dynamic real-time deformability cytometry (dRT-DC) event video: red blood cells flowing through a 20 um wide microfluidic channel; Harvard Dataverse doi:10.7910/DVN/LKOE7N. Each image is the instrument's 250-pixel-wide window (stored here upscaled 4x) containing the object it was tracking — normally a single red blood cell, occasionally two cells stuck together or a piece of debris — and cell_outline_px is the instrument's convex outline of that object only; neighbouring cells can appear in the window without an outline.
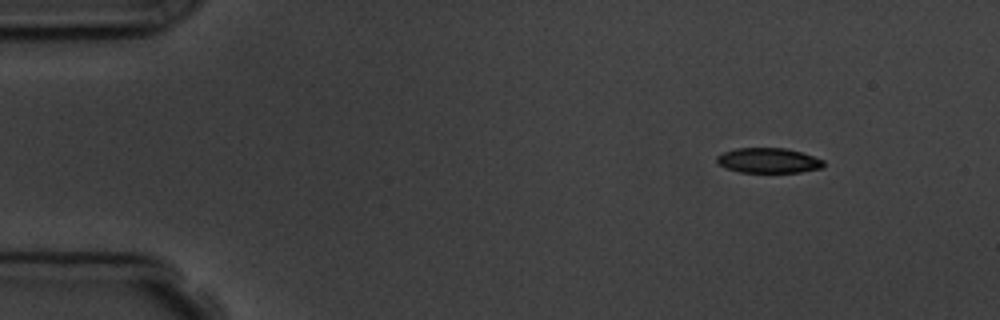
{"species": "common noctule bat (a hibernating species)", "species_latin": "Nyctalus noctula", "temperature_condition": "room temperature", "stored_images_in_passage": 4, "camera_frame_rate_fps": 3000, "um_per_image_px": 0.085, "animal": {"sex": "male", "body_mass_g": 19.5, "forearm_length_mm": 54.6}, "frame": {"image": 1, "passage_image": 1, "time_ms": 0.0, "image_size_px": [1000, 320], "cell_outline_px": [[824, 164], [820, 168], [800, 172], [740, 172], [728, 168], [720, 164], [716, 160], [716, 156], [724, 152], [736, 148], [784, 148], [800, 152], [824, 160]], "centroid_in_image_um": [65.31, 13.64], "position_along_channel_um": 19.7, "area_um2": 15.32}}
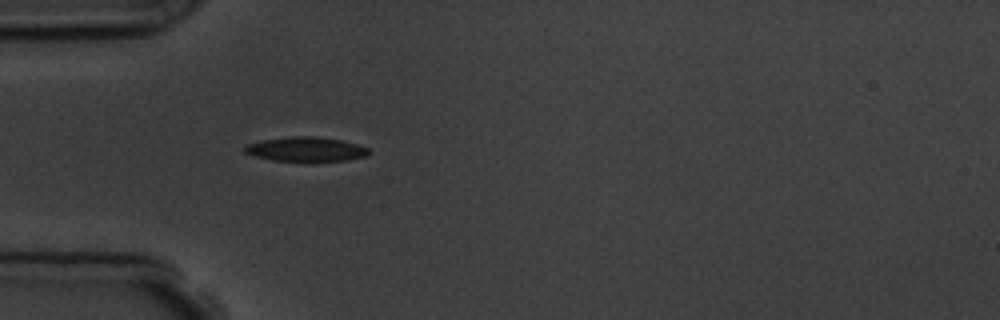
{"frame": {"image": 2, "passage_image": 4, "time_ms": 3.333, "image_size_px": [1000, 320], "cell_outline_px": [[368, 156], [348, 160], [312, 164], [304, 164], [272, 160], [256, 156], [244, 152], [244, 148], [248, 144], [264, 140], [292, 136], [316, 136], [340, 140], [356, 144], [368, 148]], "centroid_in_image_um": [26.04, 12.74], "position_along_channel_um": 59.0, "area_um2": 18.38}}